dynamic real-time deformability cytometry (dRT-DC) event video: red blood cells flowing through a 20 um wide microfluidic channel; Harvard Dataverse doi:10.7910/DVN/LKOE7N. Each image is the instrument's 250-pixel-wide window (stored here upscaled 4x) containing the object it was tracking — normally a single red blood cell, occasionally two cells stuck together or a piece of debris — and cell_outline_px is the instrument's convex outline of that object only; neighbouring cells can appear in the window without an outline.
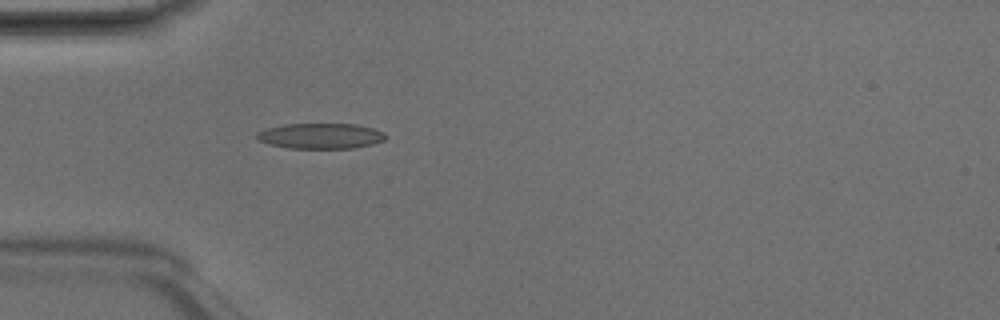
{"species": "Egyptian fruit bat (a non-hibernating species)", "species_latin": "Rousettus aegyptiacus", "temperature_condition": "room temperature", "stored_images_in_passage": 2, "camera_frame_rate_fps": 3000, "um_per_image_px": 0.085, "animal": {"sex": "male"}, "frame": {"image": 1, "passage_image": 2, "time_ms": 0.333, "image_size_px": [1000, 320], "cell_outline_px": [[388, 136], [384, 140], [372, 144], [352, 148], [288, 148], [268, 144], [256, 140], [256, 132], [268, 128], [284, 124], [356, 124], [372, 128], [384, 132]], "centroid_in_image_um": [27.23, 11.55], "position_along_channel_um": 57.8, "area_um2": 19.19}}